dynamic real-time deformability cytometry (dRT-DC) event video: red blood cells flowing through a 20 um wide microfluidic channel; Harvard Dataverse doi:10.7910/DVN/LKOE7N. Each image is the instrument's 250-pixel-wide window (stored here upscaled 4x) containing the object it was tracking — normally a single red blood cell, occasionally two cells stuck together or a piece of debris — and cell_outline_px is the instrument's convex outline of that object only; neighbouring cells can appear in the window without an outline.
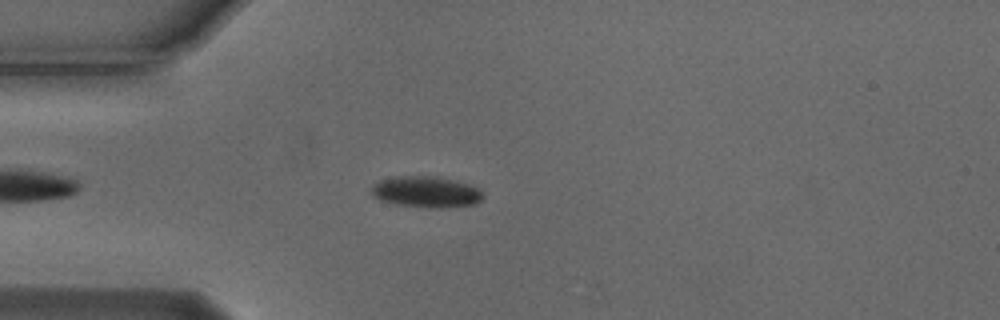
{"species": "Egyptian fruit bat (a non-hibernating species)", "species_latin": "Rousettus aegyptiacus", "temperature_condition": "cold", "stored_images_in_passage": 32, "camera_frame_rate_fps": 3000, "um_per_image_px": 0.085, "animal": {"sex": "male"}, "frame": {"image": 1, "passage_image": 8, "time_ms": 2.333, "image_size_px": [1000, 320], "cell_outline_px": [[484, 196], [476, 204], [440, 208], [436, 208], [396, 204], [380, 200], [372, 196], [372, 184], [380, 180], [396, 176], [436, 176], [456, 180], [480, 188]], "centroid_in_image_um": [36.23, 16.3], "position_along_channel_um": 48.8, "area_um2": 20.35}}
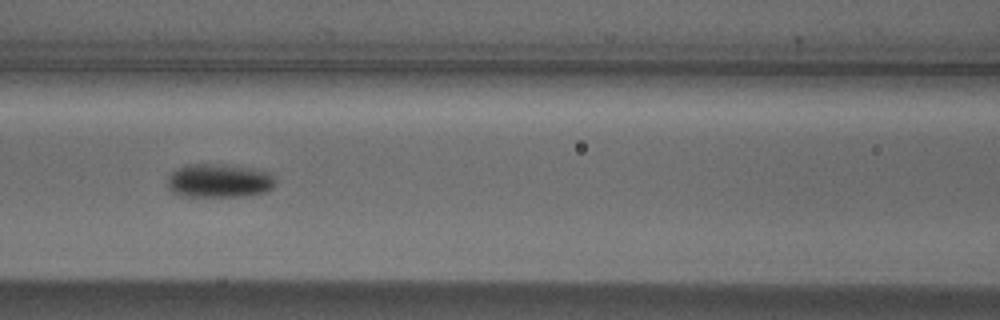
{"frame": {"image": 2, "passage_image": 17, "time_ms": 5.333, "image_size_px": [1000, 320], "cell_outline_px": [[276, 184], [272, 188], [264, 192], [244, 196], [180, 196], [172, 192], [168, 188], [168, 176], [172, 172], [184, 164], [224, 164], [252, 168], [272, 172]], "centroid_in_image_um": [18.63, 15.35], "position_along_channel_um": 148.0, "area_um2": 21.44}}
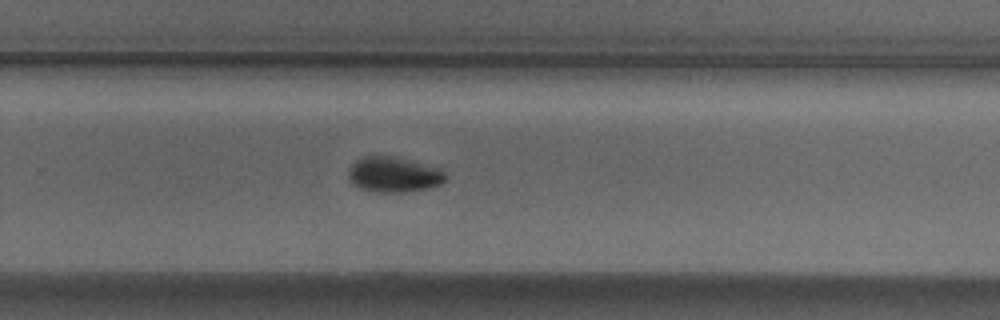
{"frame": {"image": 3, "passage_image": 29, "time_ms": 9.333, "image_size_px": [1000, 320], "cell_outline_px": [[444, 180], [440, 184], [428, 188], [404, 192], [380, 192], [360, 188], [352, 184], [348, 180], [348, 172], [352, 164], [356, 160], [364, 156], [376, 152], [440, 168], [444, 172]], "centroid_in_image_um": [33.4, 14.8], "position_along_channel_um": 296.4, "area_um2": 20.17}}